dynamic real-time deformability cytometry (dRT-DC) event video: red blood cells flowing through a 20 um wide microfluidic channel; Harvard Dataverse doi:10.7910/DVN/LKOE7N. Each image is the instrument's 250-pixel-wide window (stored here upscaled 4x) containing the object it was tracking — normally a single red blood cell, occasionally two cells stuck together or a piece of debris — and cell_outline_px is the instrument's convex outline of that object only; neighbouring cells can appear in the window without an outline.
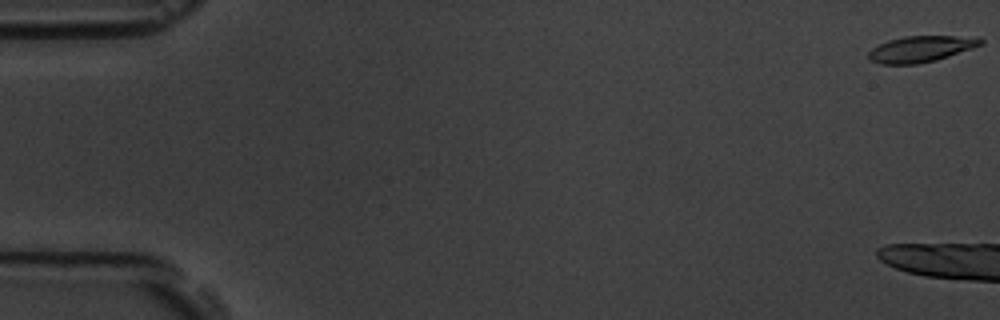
{"species": "common noctule bat (a hibernating species)", "species_latin": "Nyctalus noctula", "temperature_condition": "room temperature", "stored_images_in_passage": 6, "camera_frame_rate_fps": 3000, "um_per_image_px": 0.085, "animal": {"sex": "male", "body_mass_g": 19.5, "forearm_length_mm": 54.6}, "frame": {"image": 1, "passage_image": 1, "time_ms": 0.0, "image_size_px": [1000, 320], "cell_outline_px": [[984, 44], [936, 60], [916, 64], [880, 64], [868, 60], [868, 52], [872, 48], [888, 40], [904, 36], [980, 36], [984, 40]], "centroid_in_image_um": [78.29, 4.15], "position_along_channel_um": 6.7, "area_um2": 17.22}}